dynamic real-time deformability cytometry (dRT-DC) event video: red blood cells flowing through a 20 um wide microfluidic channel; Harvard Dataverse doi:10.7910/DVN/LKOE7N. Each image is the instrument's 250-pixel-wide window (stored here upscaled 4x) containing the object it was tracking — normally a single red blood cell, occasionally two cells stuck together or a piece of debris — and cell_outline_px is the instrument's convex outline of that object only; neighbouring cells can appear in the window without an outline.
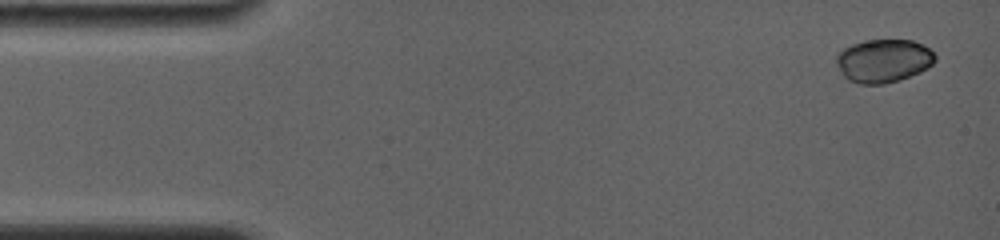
{"species": "common noctule bat (a hibernating species)", "species_latin": "Nyctalus noctula", "temperature_condition": "room temperature", "stored_images_in_passage": 25, "camera_frame_rate_fps": 4000, "um_per_image_px": 0.085, "animal": {"sex": "female", "body_mass_g": 19.0, "forearm_length_mm": 56.7}, "frame": {"image": 1, "passage_image": 1, "time_ms": 0.0, "image_size_px": [1000, 240], "cell_outline_px": [[936, 60], [928, 68], [920, 72], [900, 80], [884, 84], [860, 84], [848, 80], [844, 76], [836, 64], [836, 56], [844, 48], [852, 44], [864, 40], [912, 40], [928, 48], [936, 56]], "centroid_in_image_um": [75.09, 5.17], "position_along_channel_um": 9.9, "area_um2": 24.91}}
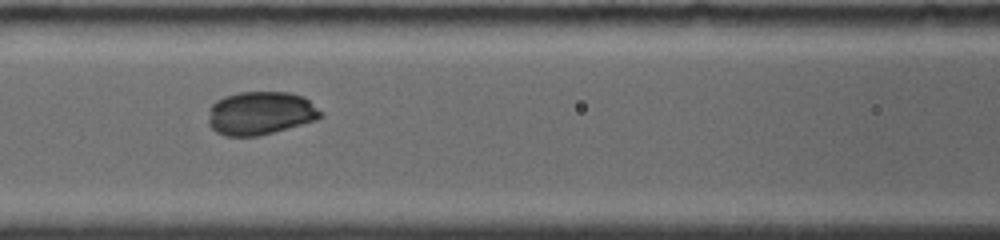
{"frame": {"image": 2, "passage_image": 14, "time_ms": 6.5, "image_size_px": [1000, 240], "cell_outline_px": [[324, 116], [316, 120], [260, 136], [224, 136], [216, 132], [208, 124], [208, 108], [216, 100], [224, 96], [240, 92], [288, 92], [304, 96], [324, 112]], "centroid_in_image_um": [22.14, 9.62], "position_along_channel_um": 144.5, "area_um2": 28.78}}
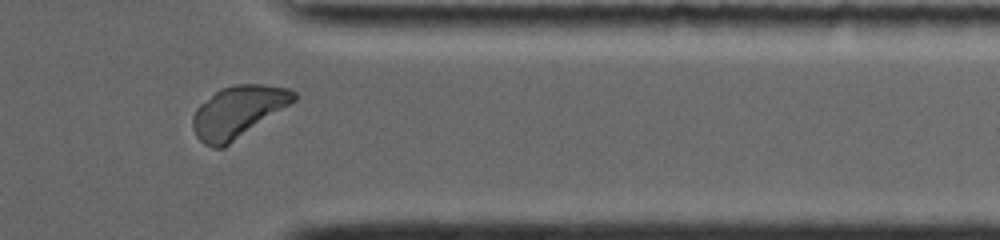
{"frame": {"image": 3, "passage_image": 24, "time_ms": 13.0, "image_size_px": [1000, 240], "cell_outline_px": [[296, 100], [224, 148], [212, 148], [204, 144], [196, 136], [192, 128], [192, 116], [196, 108], [200, 104], [220, 88], [236, 84], [260, 84], [288, 88], [296, 92]], "centroid_in_image_um": [20.19, 9.51], "position_along_channel_um": 391.2, "area_um2": 30.4}, "authors_computed_cell_mechanics": {"area_um2": 27.5128, "velocity_mm_per_s": 3.7999, "shape_relaxation_time_tau1_ms": 1.1598, "shape_relaxation_time_tau2_ms": null, "deformation_change_tau1": 0.0467, "deformation_change_tau2": null}}